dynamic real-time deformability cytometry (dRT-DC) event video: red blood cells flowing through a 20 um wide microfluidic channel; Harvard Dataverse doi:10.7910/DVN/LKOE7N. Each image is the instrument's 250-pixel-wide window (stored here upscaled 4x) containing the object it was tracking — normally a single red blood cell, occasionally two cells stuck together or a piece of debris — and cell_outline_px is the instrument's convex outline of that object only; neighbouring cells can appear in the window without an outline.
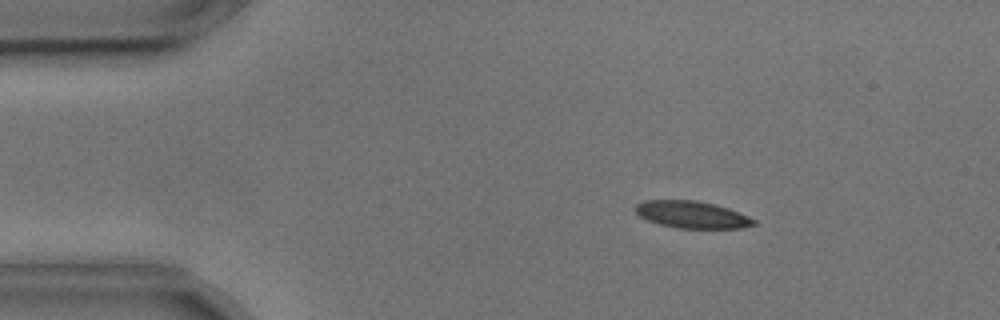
{"species": "common noctule bat (a hibernating species)", "species_latin": "Nyctalus noctula", "temperature_condition": "cold", "stored_images_in_passage": 47, "camera_frame_rate_fps": 3000, "um_per_image_px": 0.085, "animal": {"sex": "male", "body_mass_g": 17.9, "forearm_length_mm": 54.2}, "frame": {"image": 1, "passage_image": 1, "time_ms": 0.0, "image_size_px": [1000, 320], "cell_outline_px": [[756, 224], [744, 228], [676, 228], [660, 224], [648, 220], [640, 216], [636, 212], [636, 204], [644, 200], [696, 200], [716, 204], [740, 212], [756, 220]], "centroid_in_image_um": [58.85, 18.24], "position_along_channel_um": 26.2, "area_um2": 18.73}}
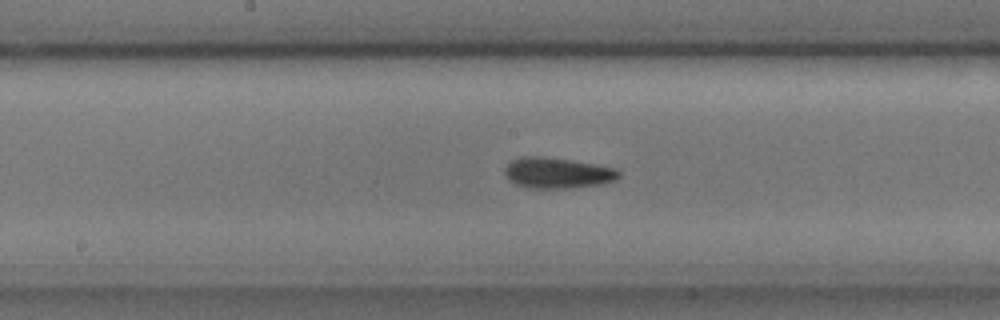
{"frame": {"image": 2, "passage_image": 20, "time_ms": 6.333, "image_size_px": [1000, 320], "cell_outline_px": [[620, 176], [616, 180], [604, 184], [568, 188], [528, 188], [516, 184], [508, 180], [504, 176], [504, 168], [512, 160], [520, 156], [544, 156], [572, 160], [596, 164], [616, 168], [620, 172]], "centroid_in_image_um": [47.37, 14.69], "position_along_channel_um": 200.8, "area_um2": 20.81}}
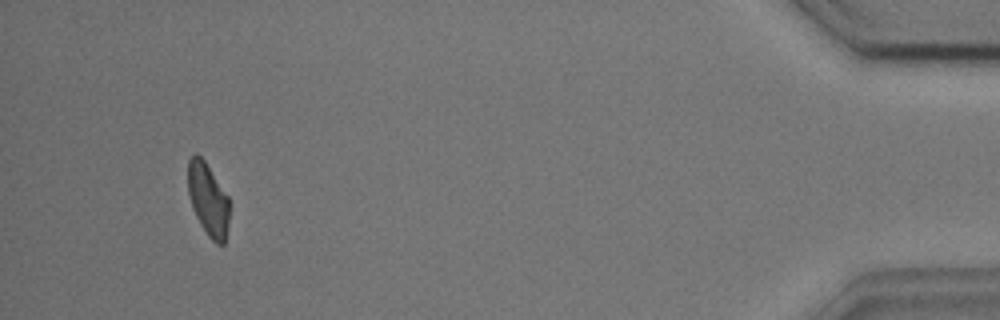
{"frame": {"image": 3, "passage_image": 44, "time_ms": 14.333, "image_size_px": [1000, 320], "cell_outline_px": [[228, 228], [224, 244], [216, 244], [208, 236], [200, 224], [192, 208], [188, 192], [188, 160], [196, 152], [204, 160], [228, 196]], "centroid_in_image_um": [17.67, 16.96], "position_along_channel_um": 417.5, "area_um2": 17.46}, "authors_computed_cell_mechanics": {"area_um2": 19.3052, "velocity_mm_per_s": 3.6329, "shape_relaxation_time_tau1_ms": 3.0355, "shape_relaxation_time_tau2_ms": 3.8116, "deformation_change_tau1": 0.118, "deformation_change_tau2": 0.1162}}